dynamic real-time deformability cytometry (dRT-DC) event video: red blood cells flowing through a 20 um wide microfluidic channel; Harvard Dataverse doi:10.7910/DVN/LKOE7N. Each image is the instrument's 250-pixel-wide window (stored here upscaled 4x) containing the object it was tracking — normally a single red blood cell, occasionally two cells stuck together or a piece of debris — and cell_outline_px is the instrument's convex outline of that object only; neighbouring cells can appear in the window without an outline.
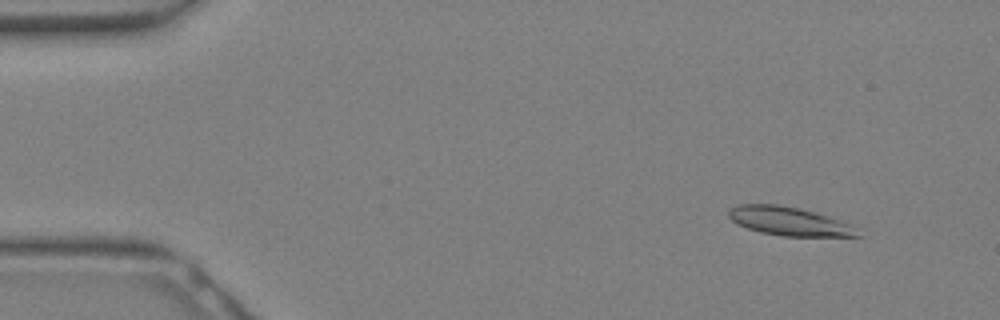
{"species": "Egyptian fruit bat (a non-hibernating species)", "species_latin": "Rousettus aegyptiacus", "temperature_condition": "warm", "stored_images_in_passage": 19, "camera_frame_rate_fps": 3000, "um_per_image_px": 0.085, "animal": {"sex": "female"}, "frame": {"image": 1, "passage_image": 3, "time_ms": 0.667, "image_size_px": [1000, 320], "cell_outline_px": [[860, 236], [784, 236], [760, 232], [736, 224], [728, 216], [728, 212], [732, 208], [740, 204], [776, 204], [800, 208], [816, 212], [852, 224], [856, 228]], "centroid_in_image_um": [67.08, 18.8], "position_along_channel_um": 17.9, "area_um2": 21.44}}
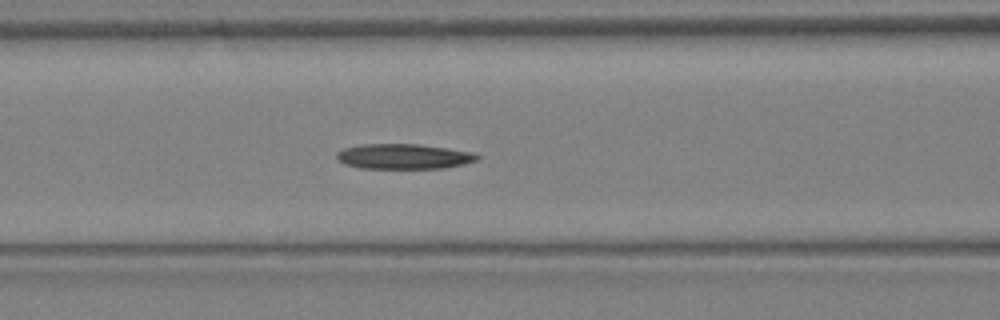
{"frame": {"image": 2, "passage_image": 13, "time_ms": 4.0, "image_size_px": [1000, 320], "cell_outline_px": [[480, 160], [464, 164], [444, 168], [360, 168], [344, 164], [336, 160], [336, 152], [344, 148], [364, 144], [420, 144], [448, 148], [472, 152], [480, 156]], "centroid_in_image_um": [34.32, 13.3], "position_along_channel_um": 132.3, "area_um2": 20.75}}
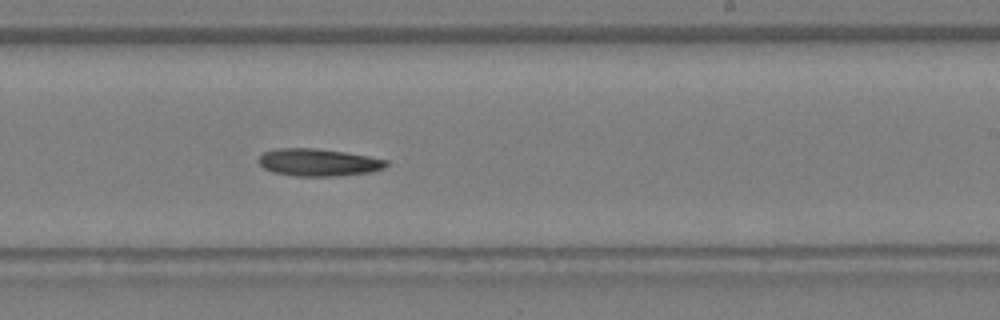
{"frame": {"image": 3, "passage_image": 19, "time_ms": 6.0, "image_size_px": [1000, 320], "cell_outline_px": [[388, 164], [384, 168], [372, 172], [340, 176], [296, 176], [272, 172], [264, 168], [260, 164], [260, 156], [264, 152], [276, 148], [316, 148], [344, 152], [368, 156], [388, 160]], "centroid_in_image_um": [27.09, 13.81], "position_along_channel_um": 261.9, "area_um2": 20.4}}